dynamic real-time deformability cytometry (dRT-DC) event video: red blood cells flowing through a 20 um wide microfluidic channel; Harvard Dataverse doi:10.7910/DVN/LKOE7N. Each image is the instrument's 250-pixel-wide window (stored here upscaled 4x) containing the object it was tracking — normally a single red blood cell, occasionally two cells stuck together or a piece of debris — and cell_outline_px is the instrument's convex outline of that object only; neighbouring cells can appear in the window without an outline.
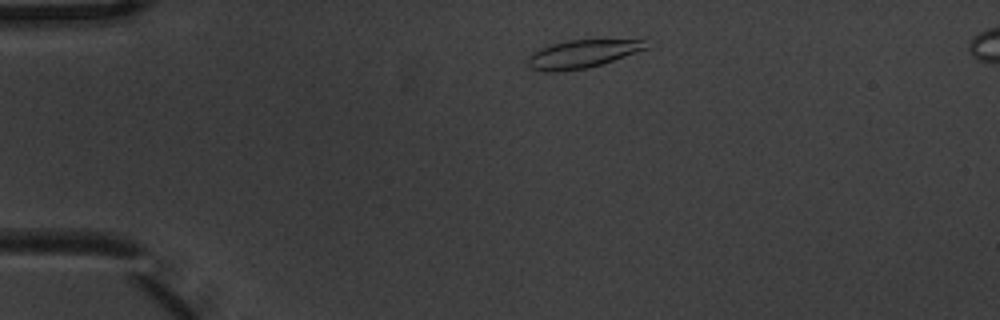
{"species": "common noctule bat (a hibernating species)", "species_latin": "Nyctalus noctula", "temperature_condition": "warm", "stored_images_in_passage": 4, "camera_frame_rate_fps": 3000, "um_per_image_px": 0.085, "animal": {"sex": "male", "body_mass_g": 20.1, "forearm_length_mm": 53.5}, "frame": {"image": 1, "passage_image": 1, "time_ms": 0.0, "image_size_px": [1000, 320], "cell_outline_px": [[648, 48], [588, 68], [556, 72], [544, 72], [532, 68], [528, 64], [528, 56], [532, 52], [540, 48], [552, 44], [568, 40], [644, 36], [648, 36]], "centroid_in_image_um": [49.65, 4.51], "position_along_channel_um": 35.3, "area_um2": 20.35}}